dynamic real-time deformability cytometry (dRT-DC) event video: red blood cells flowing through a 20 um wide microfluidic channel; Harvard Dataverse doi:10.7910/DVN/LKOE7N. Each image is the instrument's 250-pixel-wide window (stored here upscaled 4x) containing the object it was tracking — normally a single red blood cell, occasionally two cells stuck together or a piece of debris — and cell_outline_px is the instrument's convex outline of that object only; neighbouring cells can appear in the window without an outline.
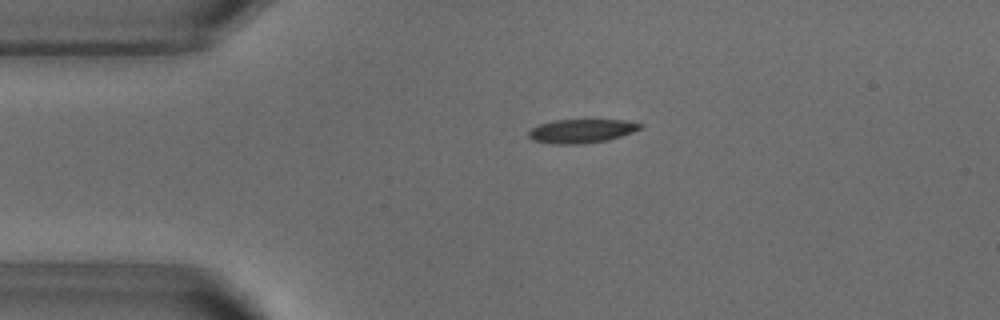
{"species": "common noctule bat (a hibernating species)", "species_latin": "Nyctalus noctula", "temperature_condition": "warm", "stored_images_in_passage": 39, "camera_frame_rate_fps": 3000, "um_per_image_px": 0.085, "animal": {"sex": "male", "body_mass_g": 18.8}, "frame": {"image": 1, "passage_image": 2, "time_ms": 0.333, "image_size_px": [1000, 320], "cell_outline_px": [[644, 124], [640, 128], [632, 132], [608, 140], [584, 144], [552, 144], [532, 140], [528, 136], [528, 132], [532, 128], [540, 124], [556, 120], [624, 120]], "centroid_in_image_um": [49.41, 11.14], "position_along_channel_um": 35.6, "area_um2": 15.43}}
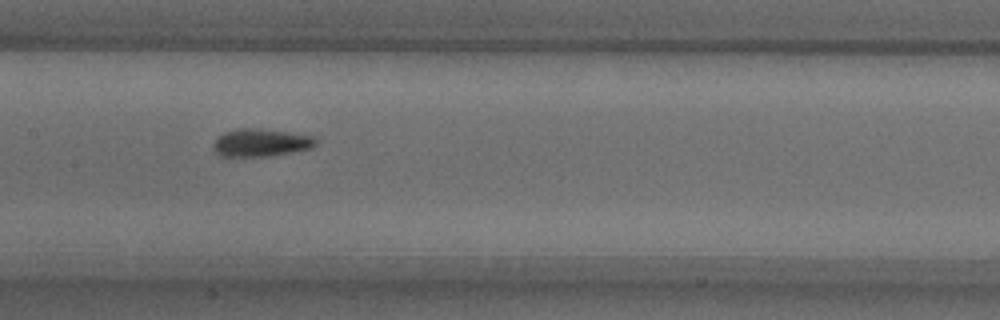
{"frame": {"image": 2, "passage_image": 16, "time_ms": 5.0, "image_size_px": [1000, 320], "cell_outline_px": [[316, 144], [312, 148], [292, 152], [268, 156], [220, 156], [212, 148], [212, 144], [216, 136], [224, 132], [236, 128], [260, 128], [288, 132], [312, 136], [316, 140]], "centroid_in_image_um": [22.11, 12.11], "position_along_channel_um": 185.3, "area_um2": 16.7}}
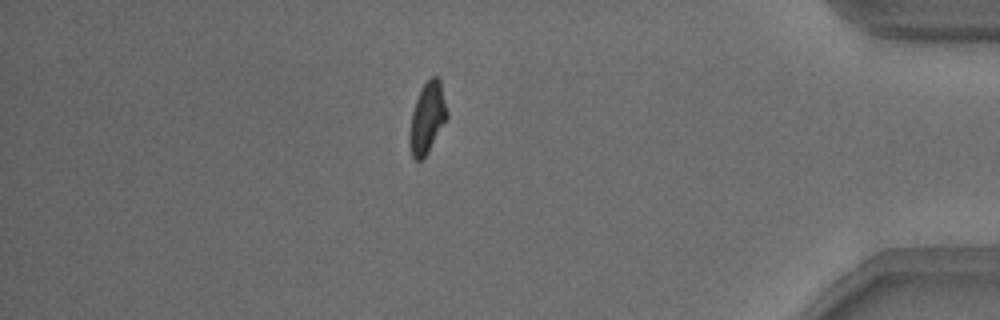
{"frame": {"image": 3, "passage_image": 36, "time_ms": 11.667, "image_size_px": [1000, 320], "cell_outline_px": [[448, 120], [428, 152], [420, 160], [416, 160], [412, 156], [408, 144], [408, 132], [412, 112], [420, 88], [432, 76], [440, 76], [448, 112]], "centroid_in_image_um": [36.33, 10.01], "position_along_channel_um": 398.9, "area_um2": 15.95}}